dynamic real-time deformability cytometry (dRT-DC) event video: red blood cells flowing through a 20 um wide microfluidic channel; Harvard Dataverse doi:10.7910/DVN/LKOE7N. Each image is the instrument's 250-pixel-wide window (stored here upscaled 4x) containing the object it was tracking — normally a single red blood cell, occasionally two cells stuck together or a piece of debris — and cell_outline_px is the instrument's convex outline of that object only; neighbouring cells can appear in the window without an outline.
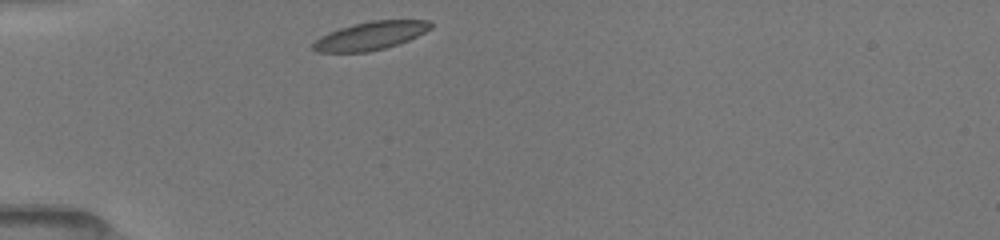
{"species": "common noctule bat (a hibernating species)", "species_latin": "Nyctalus noctula", "temperature_condition": "room temperature", "stored_images_in_passage": 32, "camera_frame_rate_fps": 3000, "um_per_image_px": 0.085, "animal": {"sex": "female", "body_mass_g": 19.5, "forearm_length_mm": 54.1}, "frame": {"image": 1, "passage_image": 1, "time_ms": 0.0, "image_size_px": [1000, 240], "cell_outline_px": [[432, 28], [408, 40], [384, 48], [368, 52], [316, 52], [312, 48], [312, 44], [320, 36], [328, 32], [352, 24], [372, 20], [428, 20], [432, 24]], "centroid_in_image_um": [31.46, 3.03], "position_along_channel_um": 53.5, "area_um2": 19.25}}
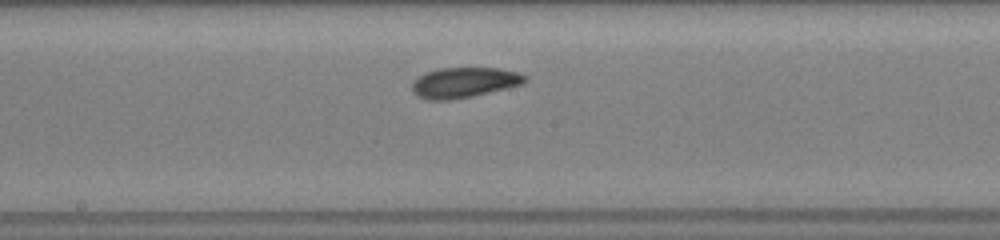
{"frame": {"image": 2, "passage_image": 14, "time_ms": 4.333, "image_size_px": [1000, 240], "cell_outline_px": [[528, 80], [524, 84], [472, 96], [452, 100], [428, 100], [416, 96], [412, 92], [412, 84], [420, 76], [428, 72], [440, 68], [500, 68], [520, 72]], "centroid_in_image_um": [39.47, 7.02], "position_along_channel_um": 208.7, "area_um2": 19.94}}
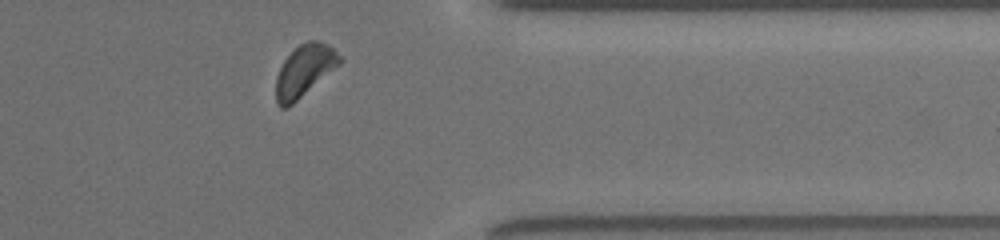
{"frame": {"image": 3, "passage_image": 28, "time_ms": 9.0, "image_size_px": [1000, 240], "cell_outline_px": [[344, 60], [340, 64], [288, 108], [280, 108], [276, 104], [276, 76], [284, 60], [300, 44], [308, 40], [320, 40], [328, 44]], "centroid_in_image_um": [25.87, 6.02], "position_along_channel_um": 385.5, "area_um2": 19.13}, "authors_computed_cell_mechanics": {"area_um2": 19.5364, "velocity_mm_per_s": 3.9607, "shape_relaxation_time_tau1_ms": 2.0872, "shape_relaxation_time_tau2_ms": 4.3732, "deformation_change_tau1": 0.0544, "deformation_change_tau2": 0.1026}}